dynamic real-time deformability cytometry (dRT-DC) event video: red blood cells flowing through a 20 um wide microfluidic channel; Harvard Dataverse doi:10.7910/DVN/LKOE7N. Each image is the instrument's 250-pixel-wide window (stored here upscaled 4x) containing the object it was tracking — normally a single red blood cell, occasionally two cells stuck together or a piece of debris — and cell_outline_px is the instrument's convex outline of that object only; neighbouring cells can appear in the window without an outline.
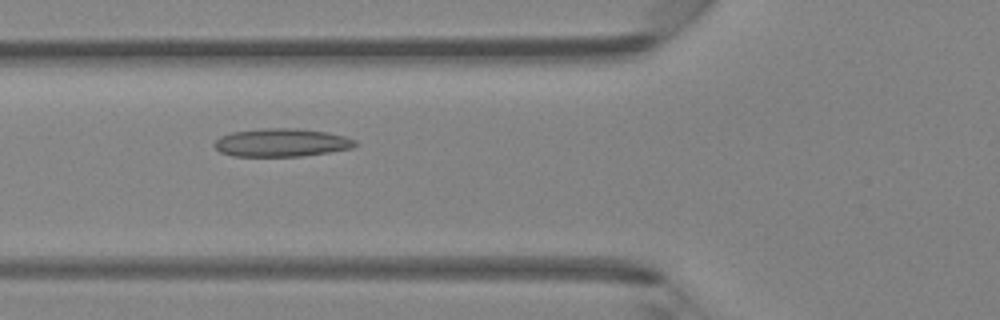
{"species": "Egyptian fruit bat (a non-hibernating species)", "species_latin": "Rousettus aegyptiacus", "temperature_condition": "room temperature", "stored_images_in_passage": 36, "camera_frame_rate_fps": 3000, "um_per_image_px": 0.085, "animal": {"sex": "female"}, "frame": {"image": 1, "passage_image": 7, "time_ms": 2.0, "image_size_px": [1000, 320], "cell_outline_px": [[360, 144], [352, 148], [304, 156], [232, 156], [220, 152], [212, 144], [220, 136], [232, 132], [268, 128], [296, 128], [324, 132], [344, 136], [356, 140]], "centroid_in_image_um": [23.93, 12.13], "position_along_channel_um": 101.9, "area_um2": 23.06}}
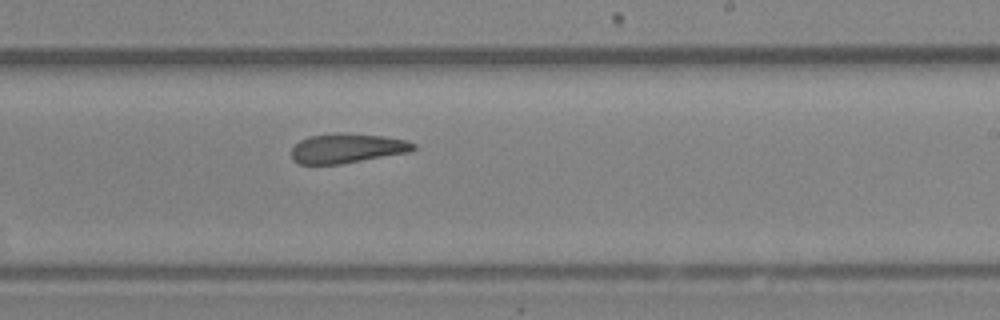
{"frame": {"image": 2, "passage_image": 18, "time_ms": 5.667, "image_size_px": [1000, 320], "cell_outline_px": [[416, 148], [408, 152], [340, 164], [300, 164], [292, 160], [292, 148], [300, 140], [308, 136], [380, 136], [408, 140], [416, 144]], "centroid_in_image_um": [29.5, 12.66], "position_along_channel_um": 259.5, "area_um2": 19.88}}
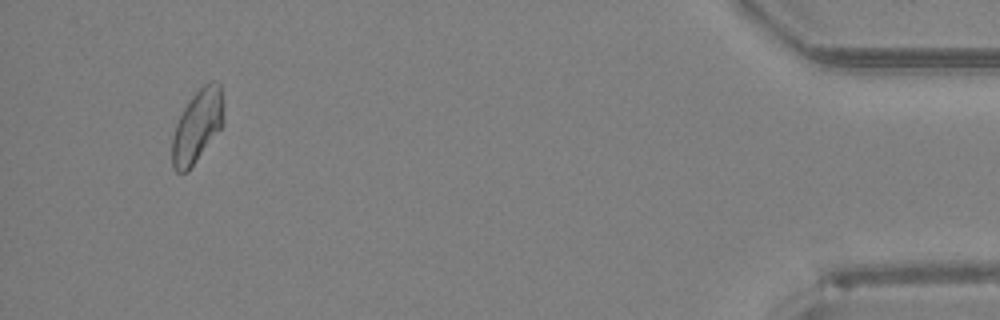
{"frame": {"image": 3, "passage_image": 34, "time_ms": 11.0, "image_size_px": [1000, 320], "cell_outline_px": [[224, 124], [188, 172], [176, 172], [172, 168], [172, 136], [176, 124], [184, 108], [192, 96], [204, 84], [212, 80], [220, 84], [224, 100]], "centroid_in_image_um": [16.79, 10.71], "position_along_channel_um": 418.4, "area_um2": 22.02}, "authors_computed_cell_mechanics": {"area_um2": 21.8195, "velocity_mm_per_s": 4.3168, "shape_relaxation_time_tau1_ms": null, "shape_relaxation_time_tau2_ms": 2.9697, "deformation_change_tau1": null, "deformation_change_tau2": 0.1147}}